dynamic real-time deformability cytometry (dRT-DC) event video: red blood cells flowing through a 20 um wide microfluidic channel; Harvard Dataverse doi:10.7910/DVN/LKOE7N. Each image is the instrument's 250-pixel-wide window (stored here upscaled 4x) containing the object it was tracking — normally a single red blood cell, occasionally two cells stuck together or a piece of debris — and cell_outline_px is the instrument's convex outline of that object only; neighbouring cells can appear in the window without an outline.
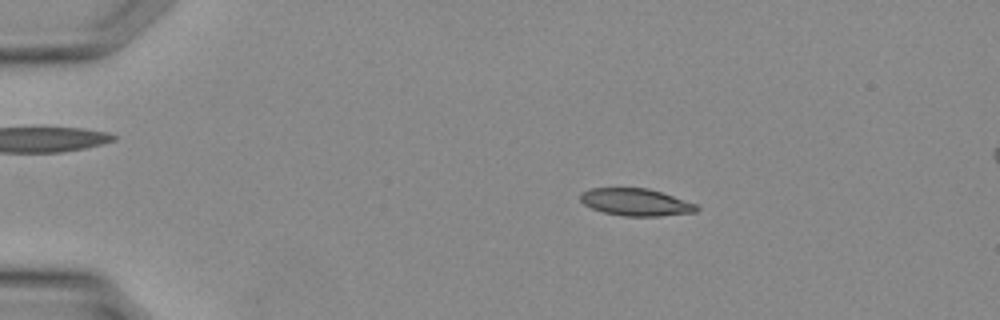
{"species": "Egyptian fruit bat (a non-hibernating species)", "species_latin": "Rousettus aegyptiacus", "temperature_condition": "warm", "stored_images_in_passage": 35, "camera_frame_rate_fps": 3000, "um_per_image_px": 0.085, "animal": {"sex": "female"}, "frame": {"image": 1, "passage_image": 6, "time_ms": 1.667, "image_size_px": [1000, 320], "cell_outline_px": [[700, 208], [696, 212], [660, 216], [624, 216], [604, 212], [592, 208], [584, 204], [580, 200], [580, 192], [592, 188], [648, 188], [696, 204]], "centroid_in_image_um": [54.03, 17.18], "position_along_channel_um": 31.0, "area_um2": 18.32}}
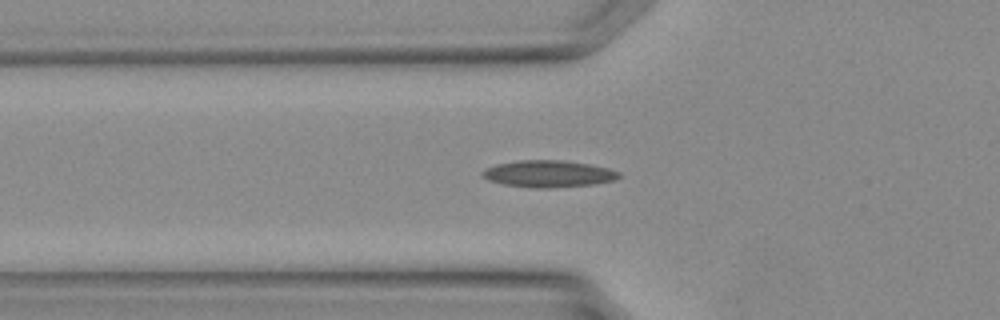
{"frame": {"image": 2, "passage_image": 12, "time_ms": 3.667, "image_size_px": [1000, 320], "cell_outline_px": [[620, 176], [612, 180], [592, 184], [548, 188], [532, 188], [504, 184], [488, 180], [480, 176], [480, 172], [484, 168], [496, 164], [520, 160], [564, 160], [588, 164], [608, 168], [620, 172]], "centroid_in_image_um": [46.54, 14.76], "position_along_channel_um": 79.3, "area_um2": 21.33}}
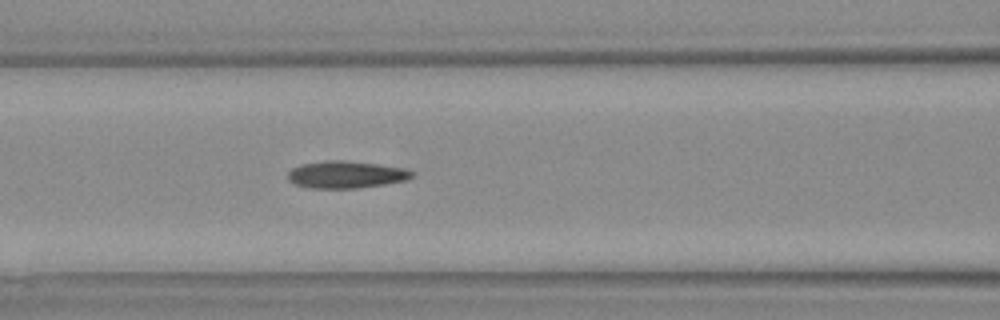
{"frame": {"image": 3, "passage_image": 15, "time_ms": 4.667, "image_size_px": [1000, 320], "cell_outline_px": [[412, 176], [408, 180], [384, 184], [356, 188], [308, 188], [296, 184], [288, 180], [288, 172], [292, 168], [304, 164], [332, 160], [340, 160], [376, 164], [404, 168], [412, 172]], "centroid_in_image_um": [29.4, 14.85], "position_along_channel_um": 137.2, "area_um2": 19.31}}